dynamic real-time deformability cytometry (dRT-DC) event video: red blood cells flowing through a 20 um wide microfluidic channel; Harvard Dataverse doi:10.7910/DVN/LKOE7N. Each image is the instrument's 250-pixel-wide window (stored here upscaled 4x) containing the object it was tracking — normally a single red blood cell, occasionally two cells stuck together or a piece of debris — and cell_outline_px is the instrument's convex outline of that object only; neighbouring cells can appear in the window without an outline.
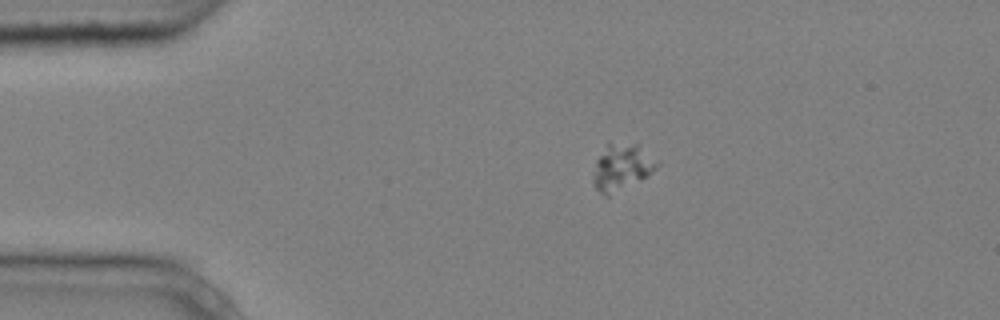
{"species": "common noctule bat (a hibernating species)", "species_latin": "Nyctalus noctula", "temperature_condition": "cold", "stored_images_in_passage": 3, "camera_frame_rate_fps": 3000, "um_per_image_px": 0.085, "animal": {"sex": "male", "body_mass_g": 20.4}, "frame": {"image": 1, "passage_image": 1, "time_ms": 0.0, "image_size_px": [1000, 320], "cell_outline_px": [[660, 164], [648, 176], [608, 196], [604, 196], [596, 188], [592, 180], [596, 160], [608, 144], [636, 144], [660, 160]], "centroid_in_image_um": [52.88, 14.23], "position_along_channel_um": 32.1, "area_um2": 16.99}}
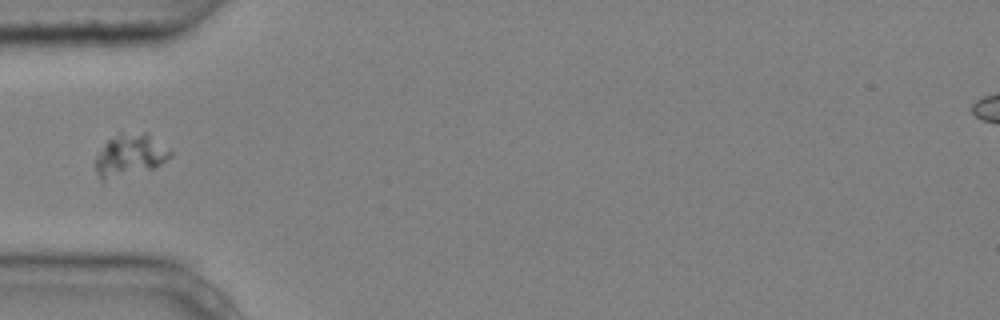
{"frame": {"image": 2, "passage_image": 3, "time_ms": 0.667, "image_size_px": [1000, 320], "cell_outline_px": [[172, 156], [160, 164], [152, 168], [100, 180], [96, 172], [96, 156], [104, 144], [108, 140], [120, 132], [148, 136], [172, 152]], "centroid_in_image_um": [10.99, 13.2], "position_along_channel_um": 74.0, "area_um2": 17.28}}